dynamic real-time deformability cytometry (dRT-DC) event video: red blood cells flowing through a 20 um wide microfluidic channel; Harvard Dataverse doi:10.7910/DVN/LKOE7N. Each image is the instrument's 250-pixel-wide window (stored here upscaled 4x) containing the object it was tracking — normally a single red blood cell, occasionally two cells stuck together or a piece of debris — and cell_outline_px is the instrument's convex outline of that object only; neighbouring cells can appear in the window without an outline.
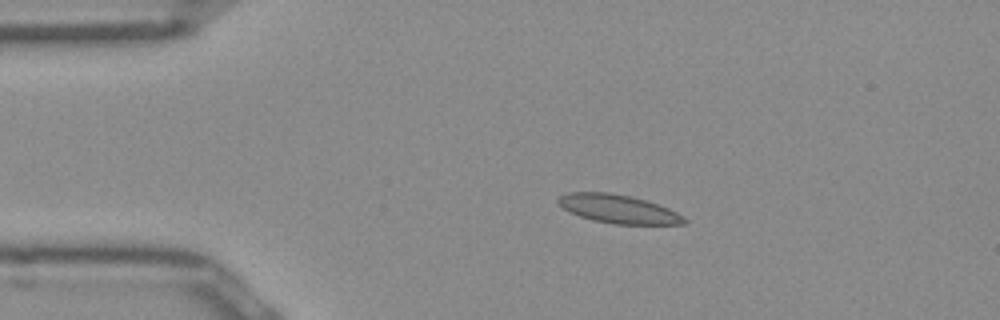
{"species": "Egyptian fruit bat (a non-hibernating species)", "species_latin": "Rousettus aegyptiacus", "temperature_condition": "room temperature", "stored_images_in_passage": 42, "camera_frame_rate_fps": 3000, "um_per_image_px": 0.085, "frame": {"image": 1, "passage_image": 1, "time_ms": 0.0, "image_size_px": [1000, 320], "cell_outline_px": [[688, 224], [616, 224], [592, 220], [580, 216], [564, 208], [556, 200], [560, 196], [568, 192], [608, 192], [628, 196], [644, 200], [668, 208], [684, 216], [688, 220]], "centroid_in_image_um": [52.58, 17.77], "position_along_channel_um": 32.4, "area_um2": 20.69}}
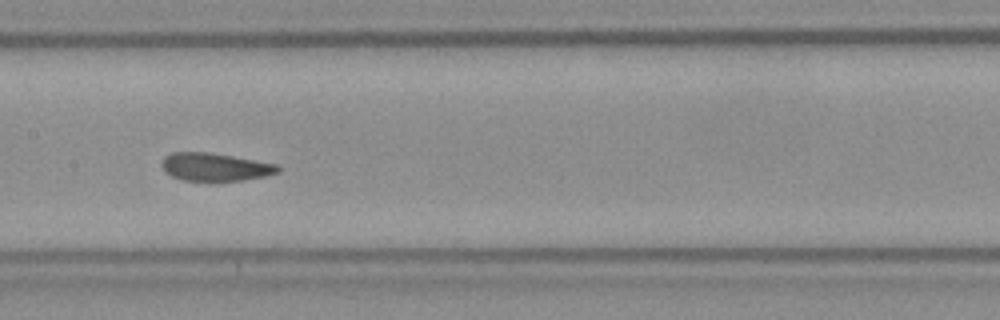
{"frame": {"image": 2, "passage_image": 16, "time_ms": 5.0, "image_size_px": [1000, 320], "cell_outline_px": [[280, 172], [264, 176], [244, 180], [212, 184], [180, 180], [164, 172], [160, 164], [164, 156], [172, 152], [212, 152], [276, 164], [280, 168]], "centroid_in_image_um": [18.22, 14.24], "position_along_channel_um": 189.2, "area_um2": 19.88}}
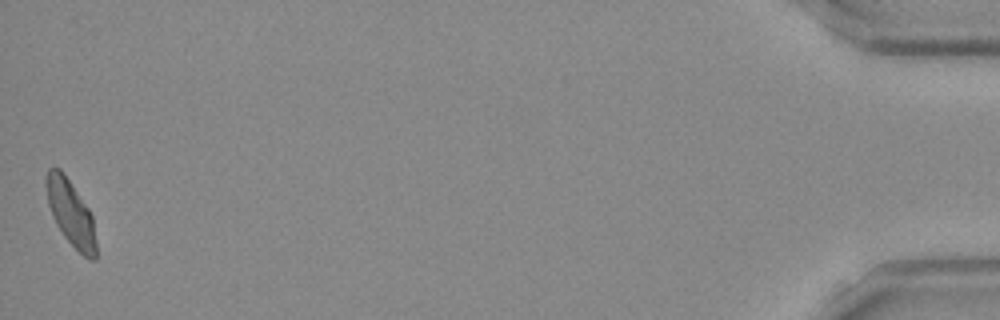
{"frame": {"image": 3, "passage_image": 42, "time_ms": 13.667, "image_size_px": [1000, 320], "cell_outline_px": [[96, 260], [88, 260], [64, 236], [56, 224], [52, 216], [48, 204], [44, 184], [44, 176], [48, 168], [60, 168], [88, 208], [92, 216], [96, 244]], "centroid_in_image_um": [5.98, 18.09], "position_along_channel_um": 429.2, "area_um2": 19.02}, "authors_computed_cell_mechanics": {"area_um2": 19.363, "velocity_mm_per_s": 3.9284, "shape_relaxation_time_tau1_ms": 4.1425, "shape_relaxation_time_tau2_ms": 1.0022, "deformation_change_tau1": 0.1458, "deformation_change_tau2": 0.0805}}